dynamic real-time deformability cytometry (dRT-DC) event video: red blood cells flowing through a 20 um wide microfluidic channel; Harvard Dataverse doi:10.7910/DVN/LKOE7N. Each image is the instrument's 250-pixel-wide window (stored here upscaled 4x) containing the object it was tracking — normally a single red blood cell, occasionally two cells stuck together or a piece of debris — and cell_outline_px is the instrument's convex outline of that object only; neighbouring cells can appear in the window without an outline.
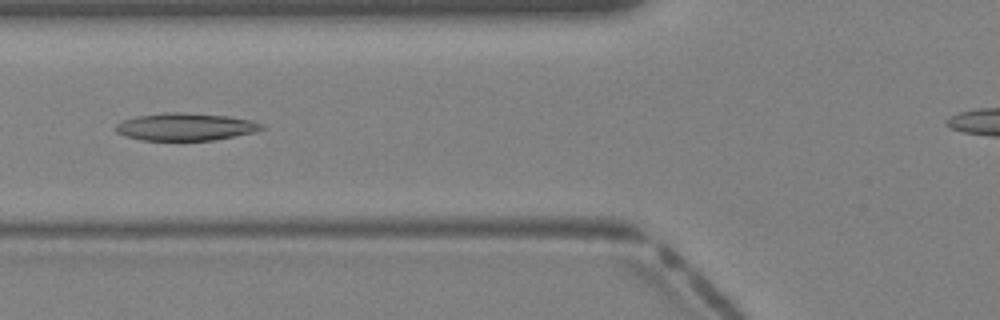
{"species": "Egyptian fruit bat (a non-hibernating species)", "species_latin": "Rousettus aegyptiacus", "temperature_condition": "warm", "stored_images_in_passage": 12, "camera_frame_rate_fps": 3000, "um_per_image_px": 0.085, "animal": {"sex": "female"}, "frame": {"image": 1, "passage_image": 4, "time_ms": 1.0, "image_size_px": [1000, 320], "cell_outline_px": [[264, 128], [256, 132], [212, 140], [144, 140], [124, 136], [116, 132], [116, 124], [124, 120], [136, 116], [164, 112], [180, 112], [228, 116], [252, 120], [264, 124]], "centroid_in_image_um": [15.78, 10.77], "position_along_channel_um": 110.0, "area_um2": 23.35}}
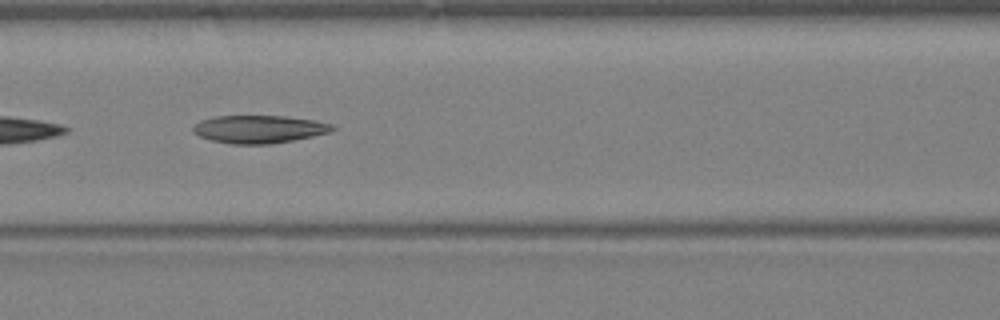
{"frame": {"image": 2, "passage_image": 6, "time_ms": 1.667, "image_size_px": [1000, 320], "cell_outline_px": [[336, 128], [328, 132], [312, 136], [292, 140], [268, 144], [232, 144], [212, 140], [200, 136], [192, 132], [192, 128], [200, 120], [216, 116], [284, 116], [312, 120], [332, 124]], "centroid_in_image_um": [21.98, 10.97], "position_along_channel_um": 144.6, "area_um2": 22.31}}
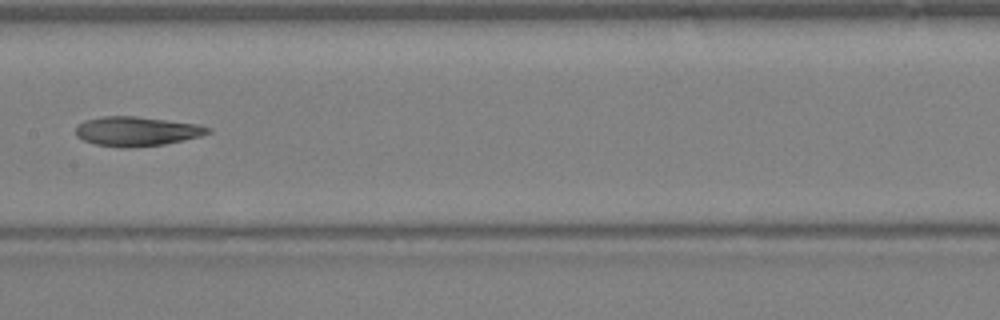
{"frame": {"image": 3, "passage_image": 9, "time_ms": 2.667, "image_size_px": [1000, 320], "cell_outline_px": [[212, 132], [200, 136], [184, 140], [164, 144], [132, 148], [120, 148], [96, 144], [84, 140], [76, 136], [76, 128], [84, 120], [104, 116], [136, 116], [196, 124], [212, 128]], "centroid_in_image_um": [11.63, 11.17], "position_along_channel_um": 195.8, "area_um2": 22.66}}